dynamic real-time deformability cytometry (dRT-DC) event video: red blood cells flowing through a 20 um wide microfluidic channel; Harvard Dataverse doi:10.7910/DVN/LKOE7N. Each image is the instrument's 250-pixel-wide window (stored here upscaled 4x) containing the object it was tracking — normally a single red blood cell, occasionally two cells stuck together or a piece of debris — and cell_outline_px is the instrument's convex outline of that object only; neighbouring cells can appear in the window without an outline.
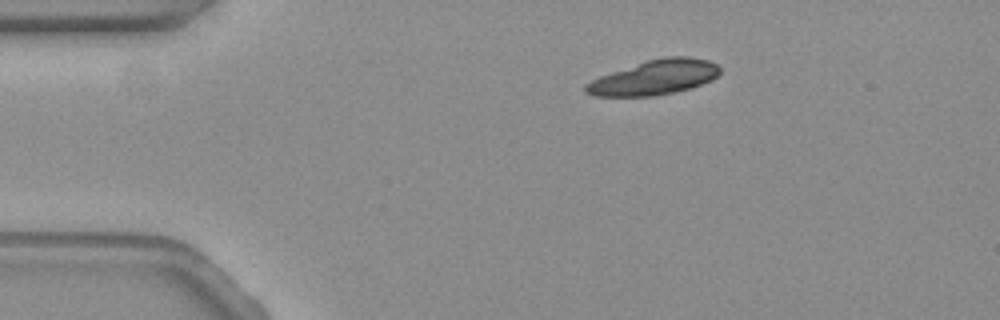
{"species": "common noctule bat (a hibernating species)", "species_latin": "Nyctalus noctula", "temperature_condition": "warm", "stored_images_in_passage": 8, "camera_frame_rate_fps": 3000, "um_per_image_px": 0.085, "animal": {"sex": "female", "body_mass_g": 19.3, "forearm_length_mm": 54.1}, "frame": {"image": 1, "passage_image": 1, "time_ms": 0.0, "image_size_px": [1000, 320], "cell_outline_px": [[720, 72], [712, 80], [688, 88], [672, 92], [652, 96], [596, 96], [584, 92], [584, 84], [600, 76], [648, 60], [664, 56], [688, 56], [708, 60], [716, 64], [720, 68]], "centroid_in_image_um": [55.62, 6.57], "position_along_channel_um": 29.4, "area_um2": 26.82}}